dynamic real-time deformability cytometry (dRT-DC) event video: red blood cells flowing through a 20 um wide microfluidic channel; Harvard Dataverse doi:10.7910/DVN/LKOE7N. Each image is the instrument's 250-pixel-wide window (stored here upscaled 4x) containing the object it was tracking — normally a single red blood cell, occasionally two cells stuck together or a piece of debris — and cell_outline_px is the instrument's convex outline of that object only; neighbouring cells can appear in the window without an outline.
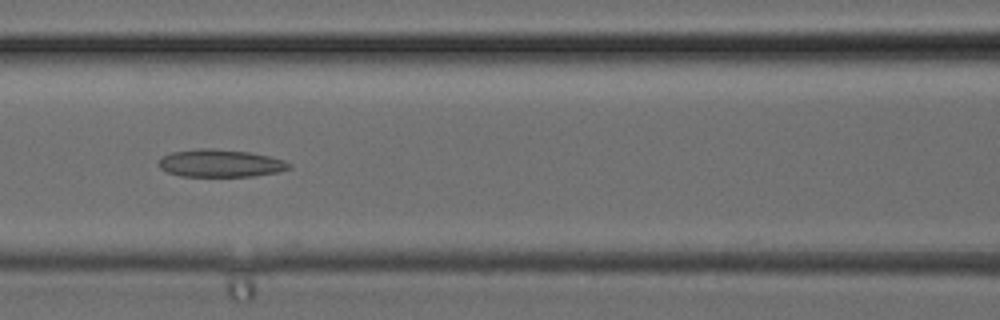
{"species": "common noctule bat (a hibernating species)", "species_latin": "Nyctalus noctula", "temperature_condition": "cold", "stored_images_in_passage": 24, "camera_frame_rate_fps": 3000, "um_per_image_px": 0.085, "animal": {"sex": "female", "body_mass_g": 24.6, "forearm_length_mm": 56.2}, "frame": {"image": 1, "passage_image": 5, "time_ms": 1.333, "image_size_px": [1000, 320], "cell_outline_px": [[292, 168], [280, 172], [256, 176], [180, 176], [168, 172], [160, 168], [160, 156], [172, 152], [200, 148], [212, 148], [252, 152], [284, 160], [292, 164]], "centroid_in_image_um": [18.78, 13.87], "position_along_channel_um": 147.8, "area_um2": 21.15}}
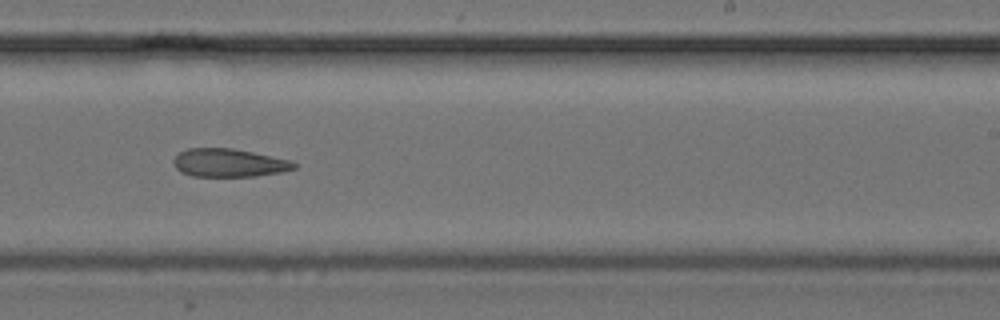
{"frame": {"image": 2, "passage_image": 11, "time_ms": 3.333, "image_size_px": [1000, 320], "cell_outline_px": [[296, 168], [280, 172], [256, 176], [192, 176], [180, 172], [176, 168], [172, 160], [180, 152], [188, 148], [232, 148], [252, 152], [288, 160], [296, 164]], "centroid_in_image_um": [19.41, 13.84], "position_along_channel_um": 269.6, "area_um2": 19.59}}
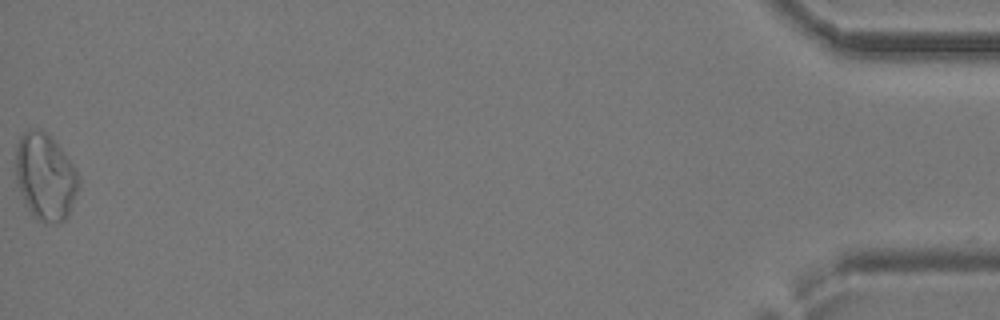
{"frame": {"image": 3, "passage_image": 24, "time_ms": 7.667, "image_size_px": [1000, 320], "cell_outline_px": [[80, 180], [68, 216], [64, 220], [56, 224], [44, 224], [36, 220], [32, 216], [24, 204], [16, 180], [16, 148], [20, 136], [28, 128], [40, 128], [48, 132], [72, 164]], "centroid_in_image_um": [3.82, 15.04], "position_along_channel_um": 431.4, "area_um2": 32.14}}